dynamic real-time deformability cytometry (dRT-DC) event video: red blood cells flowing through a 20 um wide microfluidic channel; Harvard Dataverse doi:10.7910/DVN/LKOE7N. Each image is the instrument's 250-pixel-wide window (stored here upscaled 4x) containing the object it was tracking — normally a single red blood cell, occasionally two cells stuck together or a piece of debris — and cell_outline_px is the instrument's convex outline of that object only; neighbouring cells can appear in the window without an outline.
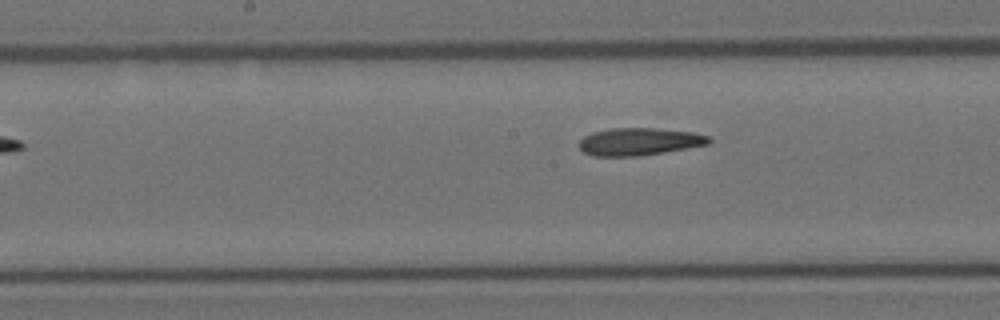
{"species": "Egyptian fruit bat (a non-hibernating species)", "species_latin": "Rousettus aegyptiacus", "temperature_condition": "room temperature", "stored_images_in_passage": 6, "camera_frame_rate_fps": 3000, "um_per_image_px": 0.085, "animal": {"sex": "female"}, "frame": {"image": 1, "passage_image": 6, "time_ms": 1.667, "image_size_px": [1000, 320], "cell_outline_px": [[712, 140], [708, 144], [688, 148], [640, 156], [592, 156], [584, 152], [580, 148], [580, 140], [584, 136], [592, 132], [608, 128], [652, 128], [692, 132], [708, 136]], "centroid_in_image_um": [54.31, 12.04], "position_along_channel_um": 193.9, "area_um2": 20.75}}